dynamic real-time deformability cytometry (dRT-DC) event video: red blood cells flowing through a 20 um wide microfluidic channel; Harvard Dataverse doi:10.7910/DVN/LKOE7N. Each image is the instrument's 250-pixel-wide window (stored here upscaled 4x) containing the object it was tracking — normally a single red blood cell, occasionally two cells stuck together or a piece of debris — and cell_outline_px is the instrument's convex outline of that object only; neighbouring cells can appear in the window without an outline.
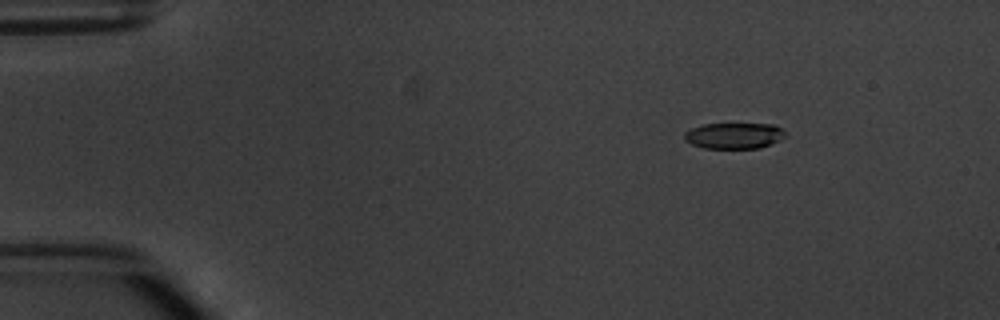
{"species": "common noctule bat (a hibernating species)", "species_latin": "Nyctalus noctula", "temperature_condition": "warm", "stored_images_in_passage": 5, "camera_frame_rate_fps": 3000, "um_per_image_px": 0.085, "animal": {"sex": "male", "body_mass_g": 20.1, "forearm_length_mm": 53.5}, "frame": {"image": 1, "passage_image": 1, "time_ms": 0.0, "image_size_px": [1000, 320], "cell_outline_px": [[784, 136], [760, 148], [704, 148], [692, 144], [684, 140], [684, 132], [692, 128], [704, 124], [776, 124], [784, 132]], "centroid_in_image_um": [62.34, 11.53], "position_along_channel_um": 22.7, "area_um2": 15.03}}
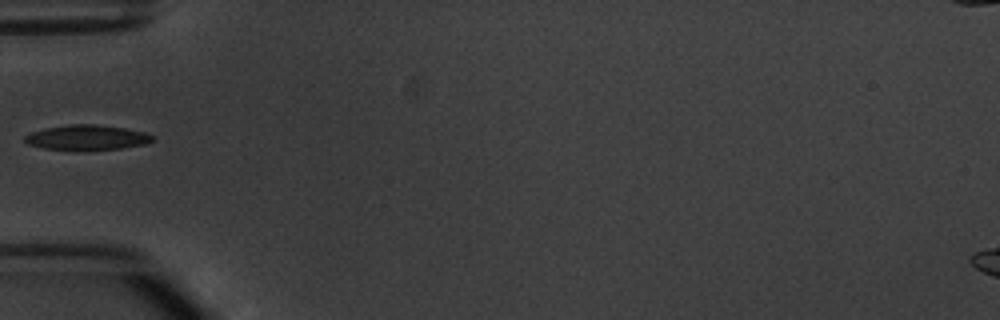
{"frame": {"image": 2, "passage_image": 4, "time_ms": 3.667, "image_size_px": [1000, 320], "cell_outline_px": [[156, 136], [152, 140], [144, 144], [120, 148], [44, 148], [28, 144], [24, 140], [24, 136], [32, 132], [44, 128], [72, 124], [96, 124], [124, 128], [144, 132]], "centroid_in_image_um": [7.39, 11.65], "position_along_channel_um": 77.6, "area_um2": 17.86}}